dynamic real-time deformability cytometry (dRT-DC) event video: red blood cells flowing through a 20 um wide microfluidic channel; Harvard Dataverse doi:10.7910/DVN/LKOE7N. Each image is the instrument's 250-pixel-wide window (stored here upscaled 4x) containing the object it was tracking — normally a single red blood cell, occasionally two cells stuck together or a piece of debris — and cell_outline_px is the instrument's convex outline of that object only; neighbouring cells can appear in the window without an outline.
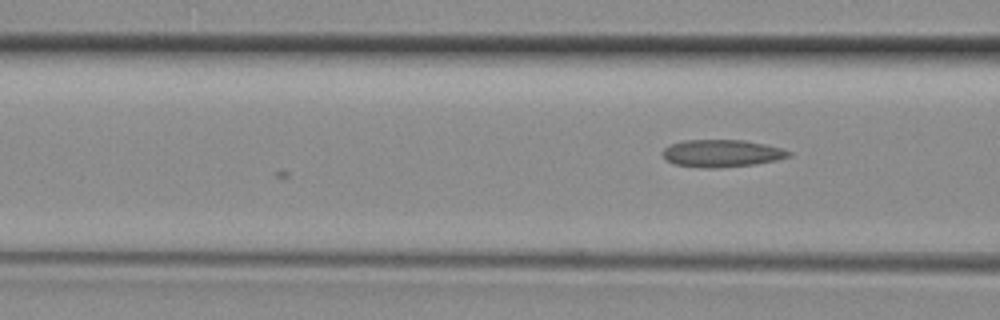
{"species": "common noctule bat (a hibernating species)", "species_latin": "Nyctalus noctula", "temperature_condition": "room temperature", "stored_images_in_passage": 9, "camera_frame_rate_fps": 3000, "um_per_image_px": 0.085, "animal": {"sex": "female", "body_mass_g": 29.2, "forearm_length_mm": 56.3}, "frame": {"image": 1, "passage_image": 9, "time_ms": 2.667, "image_size_px": [1000, 320], "cell_outline_px": [[792, 156], [776, 160], [756, 164], [716, 168], [704, 168], [676, 164], [668, 160], [660, 152], [664, 148], [672, 144], [684, 140], [744, 140], [764, 144], [780, 148], [792, 152]], "centroid_in_image_um": [61.37, 13.03], "position_along_channel_um": 105.2, "area_um2": 20.0}}